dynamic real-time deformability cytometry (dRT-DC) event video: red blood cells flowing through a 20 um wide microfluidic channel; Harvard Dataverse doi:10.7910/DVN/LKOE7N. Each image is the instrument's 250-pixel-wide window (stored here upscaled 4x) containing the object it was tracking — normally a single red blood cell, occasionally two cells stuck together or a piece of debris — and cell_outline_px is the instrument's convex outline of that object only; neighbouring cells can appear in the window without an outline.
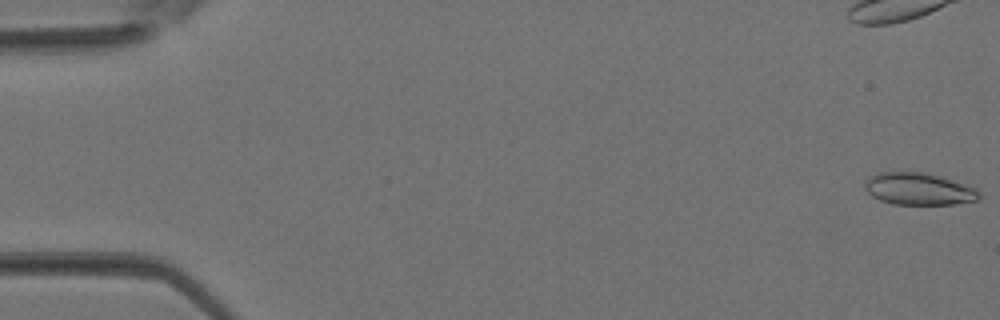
{"species": "Egyptian fruit bat (a non-hibernating species)", "species_latin": "Rousettus aegyptiacus", "temperature_condition": "room temperature", "stored_images_in_passage": 43, "camera_frame_rate_fps": 3000, "um_per_image_px": 0.085, "animal": {"sex": "female"}, "frame": {"image": 1, "passage_image": 1, "time_ms": 0.0, "image_size_px": [1000, 320], "cell_outline_px": [[980, 196], [976, 200], [956, 204], [892, 204], [880, 200], [872, 196], [864, 188], [864, 180], [868, 176], [876, 172], [928, 172], [944, 176], [972, 188], [980, 192]], "centroid_in_image_um": [78.03, 16.04], "position_along_channel_um": 7.0, "area_um2": 21.56}}